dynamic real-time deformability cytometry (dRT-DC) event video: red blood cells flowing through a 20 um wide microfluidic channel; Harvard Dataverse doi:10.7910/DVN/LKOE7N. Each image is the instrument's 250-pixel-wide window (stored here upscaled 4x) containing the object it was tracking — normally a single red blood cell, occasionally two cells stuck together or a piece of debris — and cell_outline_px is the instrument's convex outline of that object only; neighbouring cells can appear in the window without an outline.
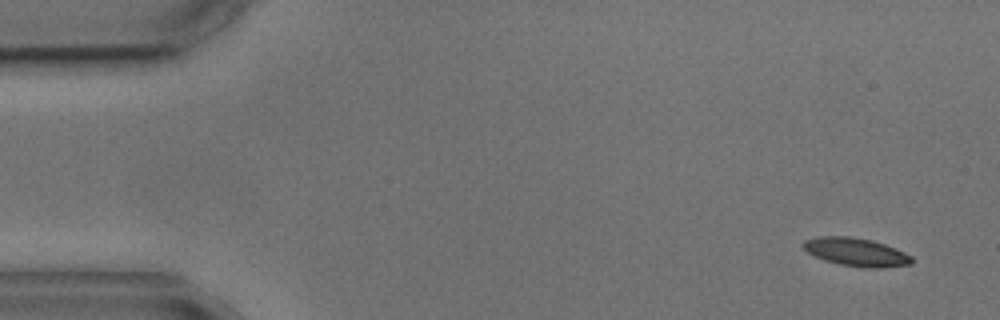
{"species": "common noctule bat (a hibernating species)", "species_latin": "Nyctalus noctula", "temperature_condition": "cold", "stored_images_in_passage": 5, "camera_frame_rate_fps": 3000, "um_per_image_px": 0.085, "animal": {"sex": "male", "body_mass_g": 17.9, "forearm_length_mm": 54.2}, "frame": {"image": 1, "passage_image": 1, "time_ms": 0.0, "image_size_px": [1000, 320], "cell_outline_px": [[912, 264], [884, 268], [864, 268], [840, 264], [824, 260], [808, 252], [804, 248], [804, 240], [820, 236], [852, 236], [872, 240], [884, 244], [904, 252], [912, 256]], "centroid_in_image_um": [72.8, 21.43], "position_along_channel_um": 12.2, "area_um2": 17.8}}
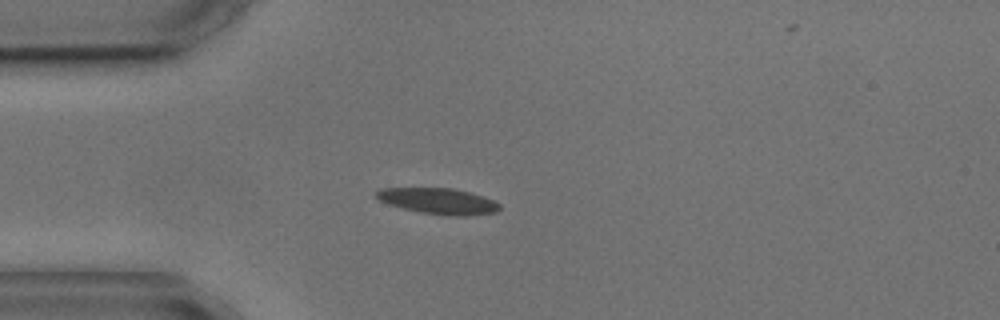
{"frame": {"image": 2, "passage_image": 4, "time_ms": 3.667, "image_size_px": [1000, 320], "cell_outline_px": [[500, 208], [496, 212], [464, 216], [456, 216], [420, 212], [388, 204], [380, 200], [376, 196], [376, 192], [380, 188], [452, 188], [468, 192], [492, 200], [500, 204]], "centroid_in_image_um": [37.25, 17.09], "position_along_channel_um": 47.8, "area_um2": 18.26}}